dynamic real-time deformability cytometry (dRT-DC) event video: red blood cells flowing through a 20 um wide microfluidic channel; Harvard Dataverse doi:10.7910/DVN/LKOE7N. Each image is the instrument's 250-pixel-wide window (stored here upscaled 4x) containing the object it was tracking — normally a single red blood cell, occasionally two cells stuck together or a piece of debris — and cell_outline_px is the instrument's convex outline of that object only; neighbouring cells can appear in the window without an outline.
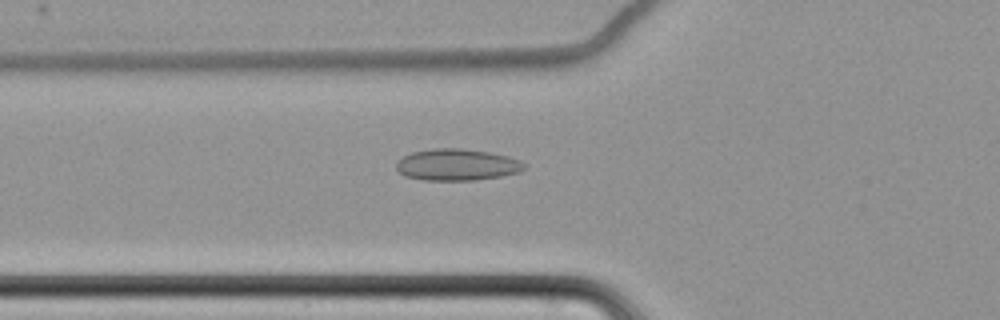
{"species": "common noctule bat (a hibernating species)", "species_latin": "Nyctalus noctula", "temperature_condition": "cold", "stored_images_in_passage": 62, "camera_frame_rate_fps": 3000, "um_per_image_px": 0.085, "animal": {"sex": "female", "body_mass_g": 22.7, "forearm_length_mm": 54.2}, "frame": {"image": 1, "passage_image": 25, "time_ms": 8.0, "image_size_px": [1000, 320], "cell_outline_px": [[524, 168], [520, 172], [500, 176], [476, 180], [424, 180], [404, 176], [396, 168], [396, 164], [404, 156], [412, 152], [432, 148], [460, 148], [488, 152], [508, 156], [520, 160], [524, 164]], "centroid_in_image_um": [38.84, 14.0], "position_along_channel_um": 87.0, "area_um2": 23.47}}
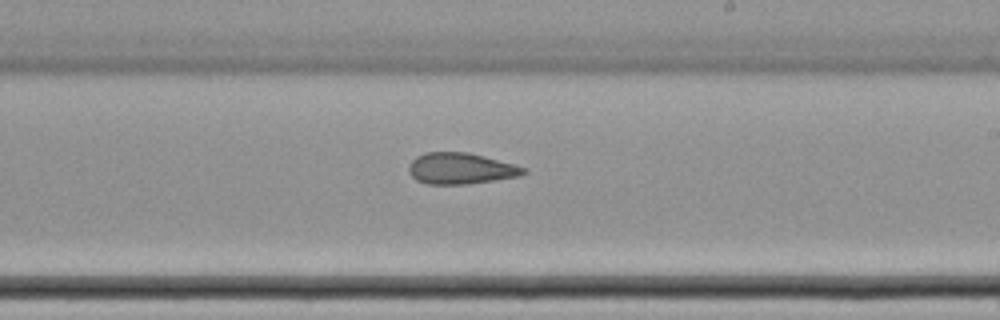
{"frame": {"image": 2, "passage_image": 39, "time_ms": 12.667, "image_size_px": [1000, 320], "cell_outline_px": [[528, 172], [520, 176], [496, 180], [468, 184], [428, 184], [416, 180], [408, 172], [408, 164], [416, 156], [424, 152], [468, 152], [516, 164], [528, 168]], "centroid_in_image_um": [39.18, 14.32], "position_along_channel_um": 249.8, "area_um2": 21.21}}
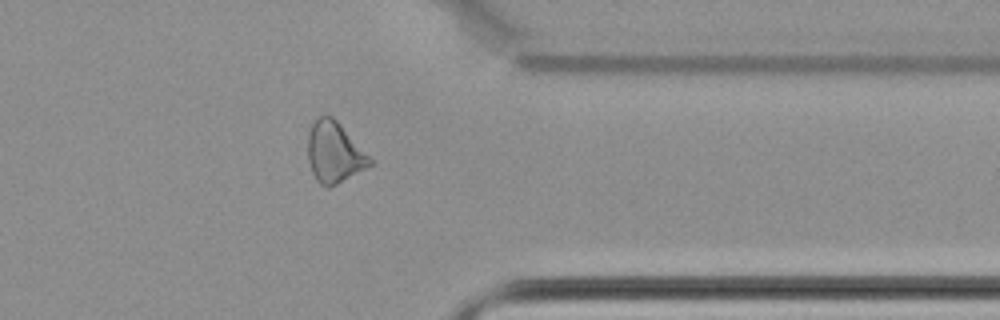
{"frame": {"image": 3, "passage_image": 51, "time_ms": 16.667, "image_size_px": [1000, 320], "cell_outline_px": [[376, 160], [372, 164], [336, 184], [328, 188], [324, 188], [316, 180], [312, 172], [308, 160], [308, 132], [316, 116], [332, 116]], "centroid_in_image_um": [28.43, 12.95], "position_along_channel_um": 383.0, "area_um2": 22.2}, "authors_computed_cell_mechanics": {"area_um2": 22.8021, "velocity_mm_per_s": 3.4864, "shape_relaxation_time_tau1_ms": null, "shape_relaxation_time_tau2_ms": 3.0058, "deformation_change_tau1": null, "deformation_change_tau2": 0.1127}}